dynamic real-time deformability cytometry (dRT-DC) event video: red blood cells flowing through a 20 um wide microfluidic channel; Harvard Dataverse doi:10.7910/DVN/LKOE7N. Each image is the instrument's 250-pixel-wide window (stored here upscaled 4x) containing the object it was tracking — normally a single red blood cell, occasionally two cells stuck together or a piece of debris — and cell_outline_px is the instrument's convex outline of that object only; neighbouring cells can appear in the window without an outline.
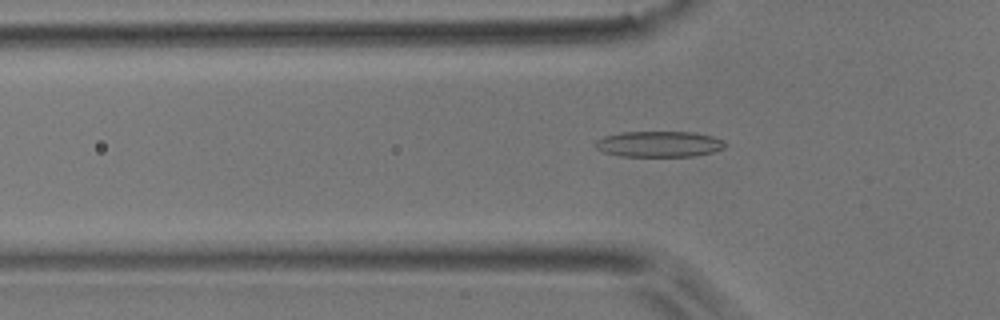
{"species": "common noctule bat (a hibernating species)", "species_latin": "Nyctalus noctula", "temperature_condition": "room temperature", "stored_images_in_passage": 52, "camera_frame_rate_fps": 3000, "um_per_image_px": 0.085, "animal": {"sex": "male", "body_mass_g": 17.9}, "frame": {"image": 1, "passage_image": 17, "time_ms": 5.333, "image_size_px": [1000, 320], "cell_outline_px": [[728, 144], [724, 148], [712, 152], [692, 156], [620, 156], [604, 152], [596, 148], [596, 140], [604, 136], [620, 132], [692, 132], [712, 136], [724, 140]], "centroid_in_image_um": [56.04, 12.24], "position_along_channel_um": 69.8, "area_um2": 19.54}}
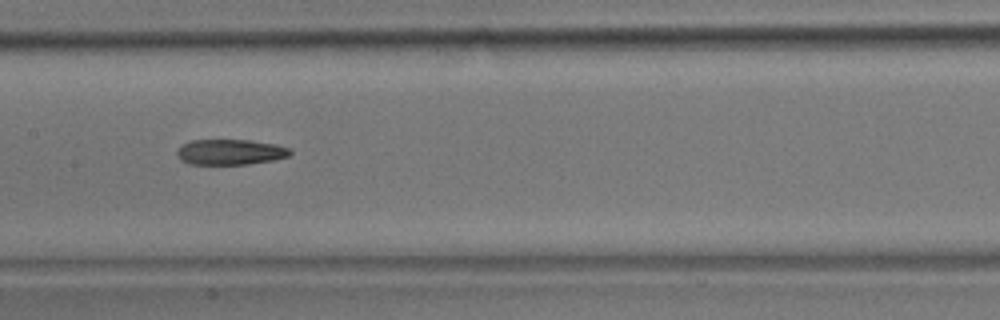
{"frame": {"image": 2, "passage_image": 26, "time_ms": 8.333, "image_size_px": [1000, 320], "cell_outline_px": [[292, 152], [288, 156], [272, 160], [248, 164], [188, 164], [180, 160], [176, 156], [176, 152], [184, 144], [192, 140], [248, 140], [276, 144], [288, 148]], "centroid_in_image_um": [19.55, 12.93], "position_along_channel_um": 187.9, "area_um2": 16.7}}
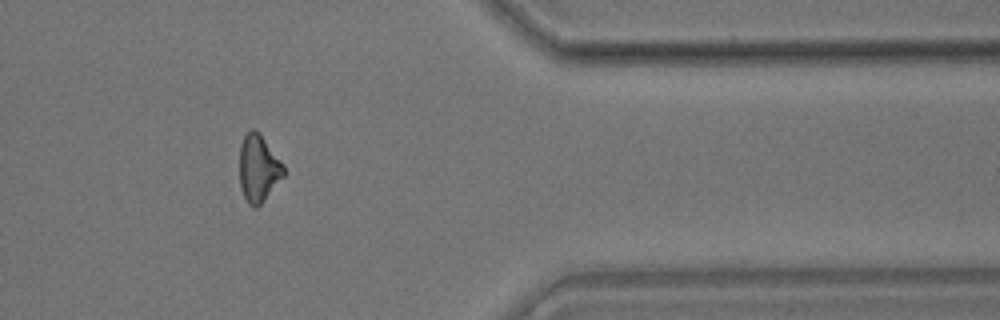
{"frame": {"image": 3, "passage_image": 43, "time_ms": 14.0, "image_size_px": [1000, 320], "cell_outline_px": [[284, 176], [264, 200], [256, 208], [252, 208], [248, 204], [240, 188], [240, 144], [244, 136], [252, 128], [256, 128], [260, 132], [284, 164]], "centroid_in_image_um": [21.97, 14.29], "position_along_channel_um": 389.4, "area_um2": 17.46}, "authors_computed_cell_mechanics": {"area_um2": 17.8891, "velocity_mm_per_s": 3.9042, "shape_relaxation_time_tau1_ms": 6.2046, "shape_relaxation_time_tau2_ms": null, "deformation_change_tau1": 0.1541, "deformation_change_tau2": null}}